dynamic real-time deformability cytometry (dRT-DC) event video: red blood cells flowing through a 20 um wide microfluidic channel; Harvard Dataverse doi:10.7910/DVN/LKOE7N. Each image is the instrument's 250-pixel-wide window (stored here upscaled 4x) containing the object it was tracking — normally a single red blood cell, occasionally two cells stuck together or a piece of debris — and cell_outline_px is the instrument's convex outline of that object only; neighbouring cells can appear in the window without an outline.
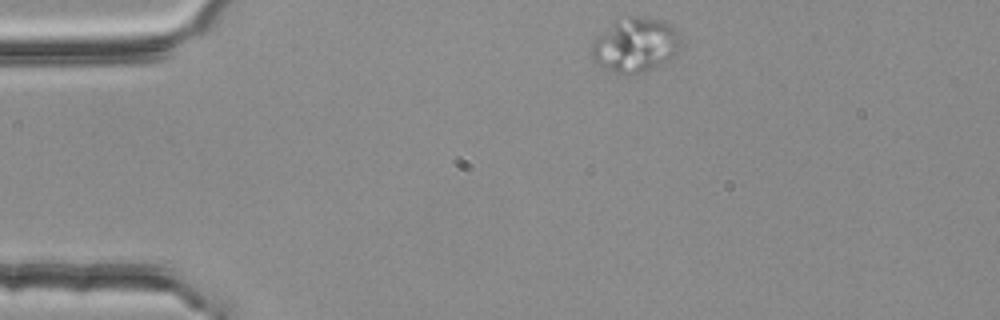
{"species": "common noctule bat (a hibernating species)", "species_latin": "Nyctalus noctula", "temperature_condition": "room temperature", "stored_images_in_passage": 2, "camera_frame_rate_fps": 3000, "um_per_image_px": 0.085, "animal": {"sex": "female", "body_mass_g": 25.1}, "frame": {"image": 1, "passage_image": 1, "time_ms": 0.0, "image_size_px": [1000, 320], "cell_outline_px": [[680, 48], [668, 60], [644, 72], [628, 76], [616, 72], [600, 64], [592, 56], [592, 44], [616, 20], [628, 16], [636, 16], [664, 20], [672, 24], [680, 36]], "centroid_in_image_um": [54.07, 3.81], "position_along_channel_um": 30.9, "area_um2": 27.74}}